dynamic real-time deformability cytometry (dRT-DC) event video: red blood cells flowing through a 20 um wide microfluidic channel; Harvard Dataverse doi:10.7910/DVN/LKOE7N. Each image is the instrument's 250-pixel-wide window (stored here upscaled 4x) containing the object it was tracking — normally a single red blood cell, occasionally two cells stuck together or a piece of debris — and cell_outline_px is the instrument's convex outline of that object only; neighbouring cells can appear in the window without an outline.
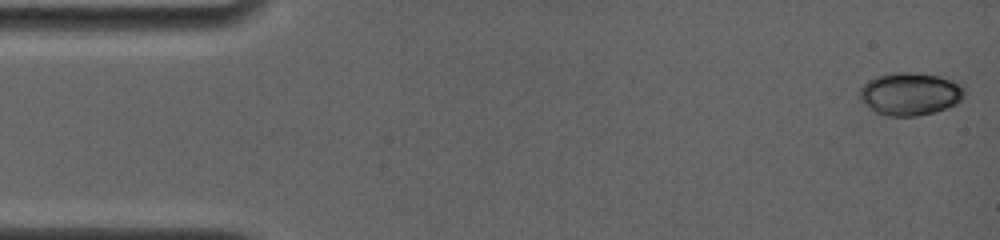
{"species": "common noctule bat (a hibernating species)", "species_latin": "Nyctalus noctula", "temperature_condition": "room temperature", "stored_images_in_passage": 35, "camera_frame_rate_fps": 4000, "um_per_image_px": 0.085, "animal": {"sex": "female", "body_mass_g": 19.0, "forearm_length_mm": 56.7}, "frame": {"image": 1, "passage_image": 1, "time_ms": 0.0, "image_size_px": [1000, 240], "cell_outline_px": [[960, 100], [944, 108], [932, 112], [912, 116], [892, 116], [876, 112], [860, 96], [860, 88], [864, 84], [880, 76], [936, 76], [948, 80], [956, 84], [960, 88]], "centroid_in_image_um": [77.3, 8.05], "position_along_channel_um": 7.7, "area_um2": 23.52}}
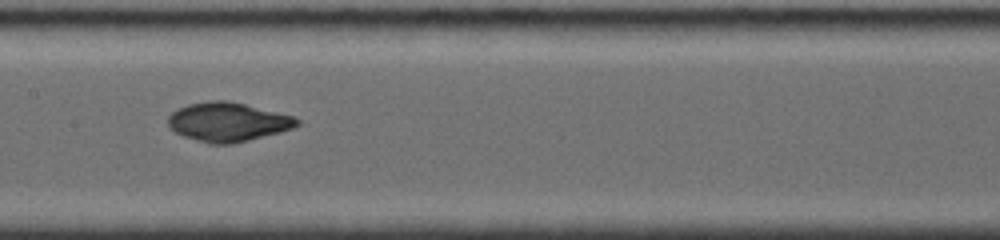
{"frame": {"image": 2, "passage_image": 20, "time_ms": 4.75, "image_size_px": [1000, 240], "cell_outline_px": [[304, 124], [280, 132], [232, 144], [208, 144], [184, 136], [176, 132], [168, 124], [168, 116], [172, 112], [188, 104], [212, 100], [224, 100], [244, 104], [296, 116]], "centroid_in_image_um": [19.42, 10.37], "position_along_channel_um": 188.0, "area_um2": 29.3}}
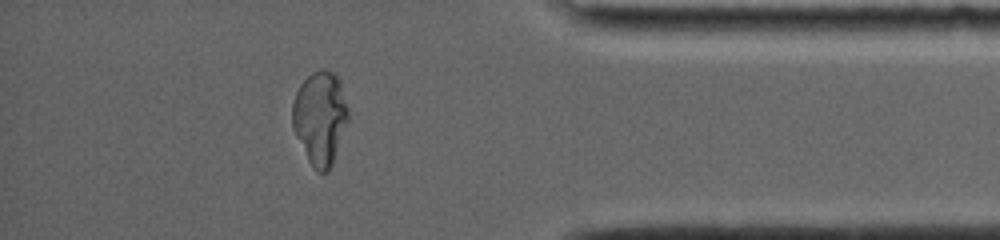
{"frame": {"image": 3, "passage_image": 35, "time_ms": 8.5, "image_size_px": [1000, 240], "cell_outline_px": [[348, 120], [332, 164], [328, 172], [316, 172], [312, 168], [292, 128], [292, 104], [296, 92], [300, 84], [312, 72], [320, 68], [324, 68], [332, 72], [336, 76], [340, 84], [348, 108]], "centroid_in_image_um": [27.19, 10.02], "position_along_channel_um": 408.0, "area_um2": 30.29}}